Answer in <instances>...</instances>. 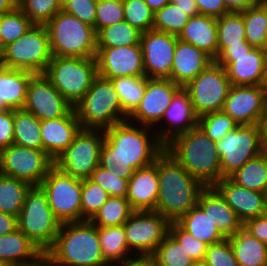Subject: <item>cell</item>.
I'll use <instances>...</instances> for the list:
<instances>
[{
  "label": "cell",
  "instance_id": "9c48e42d",
  "mask_svg": "<svg viewBox=\"0 0 267 266\" xmlns=\"http://www.w3.org/2000/svg\"><path fill=\"white\" fill-rule=\"evenodd\" d=\"M52 53L45 25L34 24L24 35L9 43L0 53V66L43 74Z\"/></svg>",
  "mask_w": 267,
  "mask_h": 266
},
{
  "label": "cell",
  "instance_id": "be15d7a7",
  "mask_svg": "<svg viewBox=\"0 0 267 266\" xmlns=\"http://www.w3.org/2000/svg\"><path fill=\"white\" fill-rule=\"evenodd\" d=\"M253 47L249 44H241L224 48L218 55H240L248 53Z\"/></svg>",
  "mask_w": 267,
  "mask_h": 266
},
{
  "label": "cell",
  "instance_id": "94428289",
  "mask_svg": "<svg viewBox=\"0 0 267 266\" xmlns=\"http://www.w3.org/2000/svg\"><path fill=\"white\" fill-rule=\"evenodd\" d=\"M178 8L184 11L189 17L199 15L195 0H171Z\"/></svg>",
  "mask_w": 267,
  "mask_h": 266
},
{
  "label": "cell",
  "instance_id": "7dc6e473",
  "mask_svg": "<svg viewBox=\"0 0 267 266\" xmlns=\"http://www.w3.org/2000/svg\"><path fill=\"white\" fill-rule=\"evenodd\" d=\"M109 197V193L101 186L90 179H84L81 198V221H90Z\"/></svg>",
  "mask_w": 267,
  "mask_h": 266
},
{
  "label": "cell",
  "instance_id": "60d3db41",
  "mask_svg": "<svg viewBox=\"0 0 267 266\" xmlns=\"http://www.w3.org/2000/svg\"><path fill=\"white\" fill-rule=\"evenodd\" d=\"M123 111L129 116L139 105L146 87L144 77H118L112 79Z\"/></svg>",
  "mask_w": 267,
  "mask_h": 266
},
{
  "label": "cell",
  "instance_id": "f6af8a7d",
  "mask_svg": "<svg viewBox=\"0 0 267 266\" xmlns=\"http://www.w3.org/2000/svg\"><path fill=\"white\" fill-rule=\"evenodd\" d=\"M133 173H119L112 169L98 166L90 176V180L101 186L110 196L126 198L128 180Z\"/></svg>",
  "mask_w": 267,
  "mask_h": 266
},
{
  "label": "cell",
  "instance_id": "6da1fadb",
  "mask_svg": "<svg viewBox=\"0 0 267 266\" xmlns=\"http://www.w3.org/2000/svg\"><path fill=\"white\" fill-rule=\"evenodd\" d=\"M152 129L133 126L132 121H123L106 128L100 150L99 166L119 173H134L135 170L153 164L165 150ZM151 140H150V139Z\"/></svg>",
  "mask_w": 267,
  "mask_h": 266
},
{
  "label": "cell",
  "instance_id": "ee69618b",
  "mask_svg": "<svg viewBox=\"0 0 267 266\" xmlns=\"http://www.w3.org/2000/svg\"><path fill=\"white\" fill-rule=\"evenodd\" d=\"M188 20L189 16L170 1L154 13L152 29L179 36Z\"/></svg>",
  "mask_w": 267,
  "mask_h": 266
},
{
  "label": "cell",
  "instance_id": "2a66077c",
  "mask_svg": "<svg viewBox=\"0 0 267 266\" xmlns=\"http://www.w3.org/2000/svg\"><path fill=\"white\" fill-rule=\"evenodd\" d=\"M266 214H267V195H266Z\"/></svg>",
  "mask_w": 267,
  "mask_h": 266
},
{
  "label": "cell",
  "instance_id": "d6986e66",
  "mask_svg": "<svg viewBox=\"0 0 267 266\" xmlns=\"http://www.w3.org/2000/svg\"><path fill=\"white\" fill-rule=\"evenodd\" d=\"M95 59L98 75L107 79L146 76L140 45L97 47Z\"/></svg>",
  "mask_w": 267,
  "mask_h": 266
},
{
  "label": "cell",
  "instance_id": "6125c7cd",
  "mask_svg": "<svg viewBox=\"0 0 267 266\" xmlns=\"http://www.w3.org/2000/svg\"><path fill=\"white\" fill-rule=\"evenodd\" d=\"M110 266H152V257L149 256H138L136 259L129 258L125 261L110 264Z\"/></svg>",
  "mask_w": 267,
  "mask_h": 266
},
{
  "label": "cell",
  "instance_id": "ab89813d",
  "mask_svg": "<svg viewBox=\"0 0 267 266\" xmlns=\"http://www.w3.org/2000/svg\"><path fill=\"white\" fill-rule=\"evenodd\" d=\"M141 32L126 21L102 28L97 33V47L140 45Z\"/></svg>",
  "mask_w": 267,
  "mask_h": 266
},
{
  "label": "cell",
  "instance_id": "603a6c76",
  "mask_svg": "<svg viewBox=\"0 0 267 266\" xmlns=\"http://www.w3.org/2000/svg\"><path fill=\"white\" fill-rule=\"evenodd\" d=\"M214 187L244 223L246 220L266 214L265 193L237 185L229 177L220 179Z\"/></svg>",
  "mask_w": 267,
  "mask_h": 266
},
{
  "label": "cell",
  "instance_id": "9f6ffc18",
  "mask_svg": "<svg viewBox=\"0 0 267 266\" xmlns=\"http://www.w3.org/2000/svg\"><path fill=\"white\" fill-rule=\"evenodd\" d=\"M243 228L267 245V214L246 220L243 223Z\"/></svg>",
  "mask_w": 267,
  "mask_h": 266
},
{
  "label": "cell",
  "instance_id": "cb8c5ba5",
  "mask_svg": "<svg viewBox=\"0 0 267 266\" xmlns=\"http://www.w3.org/2000/svg\"><path fill=\"white\" fill-rule=\"evenodd\" d=\"M81 128L74 107L61 118L41 121L43 151L55 160L73 142Z\"/></svg>",
  "mask_w": 267,
  "mask_h": 266
},
{
  "label": "cell",
  "instance_id": "680465c9",
  "mask_svg": "<svg viewBox=\"0 0 267 266\" xmlns=\"http://www.w3.org/2000/svg\"><path fill=\"white\" fill-rule=\"evenodd\" d=\"M18 229L17 217L0 211V236Z\"/></svg>",
  "mask_w": 267,
  "mask_h": 266
},
{
  "label": "cell",
  "instance_id": "44dd1931",
  "mask_svg": "<svg viewBox=\"0 0 267 266\" xmlns=\"http://www.w3.org/2000/svg\"><path fill=\"white\" fill-rule=\"evenodd\" d=\"M214 61L226 70L231 85L259 86L267 61V50L253 47L245 54L217 55Z\"/></svg>",
  "mask_w": 267,
  "mask_h": 266
},
{
  "label": "cell",
  "instance_id": "7402d4cb",
  "mask_svg": "<svg viewBox=\"0 0 267 266\" xmlns=\"http://www.w3.org/2000/svg\"><path fill=\"white\" fill-rule=\"evenodd\" d=\"M168 121L166 129L161 128L156 133L159 141L166 146L175 137L198 126L196 115L188 91L181 87L173 96L170 105L161 119Z\"/></svg>",
  "mask_w": 267,
  "mask_h": 266
},
{
  "label": "cell",
  "instance_id": "5bb4252c",
  "mask_svg": "<svg viewBox=\"0 0 267 266\" xmlns=\"http://www.w3.org/2000/svg\"><path fill=\"white\" fill-rule=\"evenodd\" d=\"M53 166L54 160L43 150L11 144L0 152V174L31 186H40Z\"/></svg>",
  "mask_w": 267,
  "mask_h": 266
},
{
  "label": "cell",
  "instance_id": "8992f818",
  "mask_svg": "<svg viewBox=\"0 0 267 266\" xmlns=\"http://www.w3.org/2000/svg\"><path fill=\"white\" fill-rule=\"evenodd\" d=\"M52 56L95 58V28L60 10L45 24Z\"/></svg>",
  "mask_w": 267,
  "mask_h": 266
},
{
  "label": "cell",
  "instance_id": "681fc988",
  "mask_svg": "<svg viewBox=\"0 0 267 266\" xmlns=\"http://www.w3.org/2000/svg\"><path fill=\"white\" fill-rule=\"evenodd\" d=\"M124 21L141 33L152 30L154 12L144 0H124Z\"/></svg>",
  "mask_w": 267,
  "mask_h": 266
},
{
  "label": "cell",
  "instance_id": "ba28073f",
  "mask_svg": "<svg viewBox=\"0 0 267 266\" xmlns=\"http://www.w3.org/2000/svg\"><path fill=\"white\" fill-rule=\"evenodd\" d=\"M43 74L74 107L98 75L97 62L95 58L52 56Z\"/></svg>",
  "mask_w": 267,
  "mask_h": 266
},
{
  "label": "cell",
  "instance_id": "52a82bcc",
  "mask_svg": "<svg viewBox=\"0 0 267 266\" xmlns=\"http://www.w3.org/2000/svg\"><path fill=\"white\" fill-rule=\"evenodd\" d=\"M18 229L45 254L54 244L61 223L54 216L45 191L31 186L17 217Z\"/></svg>",
  "mask_w": 267,
  "mask_h": 266
},
{
  "label": "cell",
  "instance_id": "09005b40",
  "mask_svg": "<svg viewBox=\"0 0 267 266\" xmlns=\"http://www.w3.org/2000/svg\"><path fill=\"white\" fill-rule=\"evenodd\" d=\"M111 1H120V2H123L124 0H111Z\"/></svg>",
  "mask_w": 267,
  "mask_h": 266
},
{
  "label": "cell",
  "instance_id": "753ad0ef",
  "mask_svg": "<svg viewBox=\"0 0 267 266\" xmlns=\"http://www.w3.org/2000/svg\"><path fill=\"white\" fill-rule=\"evenodd\" d=\"M0 266H8L5 262L0 260Z\"/></svg>",
  "mask_w": 267,
  "mask_h": 266
},
{
  "label": "cell",
  "instance_id": "db71d44e",
  "mask_svg": "<svg viewBox=\"0 0 267 266\" xmlns=\"http://www.w3.org/2000/svg\"><path fill=\"white\" fill-rule=\"evenodd\" d=\"M97 2L98 0H70L62 10L95 28Z\"/></svg>",
  "mask_w": 267,
  "mask_h": 266
},
{
  "label": "cell",
  "instance_id": "e7e4bbea",
  "mask_svg": "<svg viewBox=\"0 0 267 266\" xmlns=\"http://www.w3.org/2000/svg\"><path fill=\"white\" fill-rule=\"evenodd\" d=\"M18 0H0V14L10 12L17 7Z\"/></svg>",
  "mask_w": 267,
  "mask_h": 266
},
{
  "label": "cell",
  "instance_id": "34e18365",
  "mask_svg": "<svg viewBox=\"0 0 267 266\" xmlns=\"http://www.w3.org/2000/svg\"><path fill=\"white\" fill-rule=\"evenodd\" d=\"M152 266H159L153 261V258H152Z\"/></svg>",
  "mask_w": 267,
  "mask_h": 266
},
{
  "label": "cell",
  "instance_id": "30bf717a",
  "mask_svg": "<svg viewBox=\"0 0 267 266\" xmlns=\"http://www.w3.org/2000/svg\"><path fill=\"white\" fill-rule=\"evenodd\" d=\"M221 179L229 177L250 159L265 151L261 124L238 125L216 142Z\"/></svg>",
  "mask_w": 267,
  "mask_h": 266
},
{
  "label": "cell",
  "instance_id": "003e7915",
  "mask_svg": "<svg viewBox=\"0 0 267 266\" xmlns=\"http://www.w3.org/2000/svg\"><path fill=\"white\" fill-rule=\"evenodd\" d=\"M263 135H264V148L265 151H267V102H266V107H265V112H264V117L261 123Z\"/></svg>",
  "mask_w": 267,
  "mask_h": 266
},
{
  "label": "cell",
  "instance_id": "74e56055",
  "mask_svg": "<svg viewBox=\"0 0 267 266\" xmlns=\"http://www.w3.org/2000/svg\"><path fill=\"white\" fill-rule=\"evenodd\" d=\"M245 38L254 48L267 50V4H259L242 11Z\"/></svg>",
  "mask_w": 267,
  "mask_h": 266
},
{
  "label": "cell",
  "instance_id": "2e32d148",
  "mask_svg": "<svg viewBox=\"0 0 267 266\" xmlns=\"http://www.w3.org/2000/svg\"><path fill=\"white\" fill-rule=\"evenodd\" d=\"M181 86L168 78H147L143 97L136 109L128 116L140 126L152 127L161 123L165 110ZM134 119V120H133Z\"/></svg>",
  "mask_w": 267,
  "mask_h": 266
},
{
  "label": "cell",
  "instance_id": "d6a6232c",
  "mask_svg": "<svg viewBox=\"0 0 267 266\" xmlns=\"http://www.w3.org/2000/svg\"><path fill=\"white\" fill-rule=\"evenodd\" d=\"M229 178L241 187L267 194V151L250 159Z\"/></svg>",
  "mask_w": 267,
  "mask_h": 266
},
{
  "label": "cell",
  "instance_id": "8fae6325",
  "mask_svg": "<svg viewBox=\"0 0 267 266\" xmlns=\"http://www.w3.org/2000/svg\"><path fill=\"white\" fill-rule=\"evenodd\" d=\"M104 138L102 129L81 128L73 142L54 160V165L74 178L89 179L99 166Z\"/></svg>",
  "mask_w": 267,
  "mask_h": 266
},
{
  "label": "cell",
  "instance_id": "f1b7e54d",
  "mask_svg": "<svg viewBox=\"0 0 267 266\" xmlns=\"http://www.w3.org/2000/svg\"><path fill=\"white\" fill-rule=\"evenodd\" d=\"M43 257L44 254L19 229L0 236V260L8 266L33 265Z\"/></svg>",
  "mask_w": 267,
  "mask_h": 266
},
{
  "label": "cell",
  "instance_id": "3957f363",
  "mask_svg": "<svg viewBox=\"0 0 267 266\" xmlns=\"http://www.w3.org/2000/svg\"><path fill=\"white\" fill-rule=\"evenodd\" d=\"M50 266H103L98 227L91 221L61 223L53 246L44 254Z\"/></svg>",
  "mask_w": 267,
  "mask_h": 266
},
{
  "label": "cell",
  "instance_id": "83f0119b",
  "mask_svg": "<svg viewBox=\"0 0 267 266\" xmlns=\"http://www.w3.org/2000/svg\"><path fill=\"white\" fill-rule=\"evenodd\" d=\"M178 39L206 53L213 61L217 57V18L208 15L189 17Z\"/></svg>",
  "mask_w": 267,
  "mask_h": 266
},
{
  "label": "cell",
  "instance_id": "8d00e7d4",
  "mask_svg": "<svg viewBox=\"0 0 267 266\" xmlns=\"http://www.w3.org/2000/svg\"><path fill=\"white\" fill-rule=\"evenodd\" d=\"M31 185L0 174V211L18 217Z\"/></svg>",
  "mask_w": 267,
  "mask_h": 266
},
{
  "label": "cell",
  "instance_id": "e0dca14e",
  "mask_svg": "<svg viewBox=\"0 0 267 266\" xmlns=\"http://www.w3.org/2000/svg\"><path fill=\"white\" fill-rule=\"evenodd\" d=\"M72 108L44 74H35L31 78L23 106L25 111L43 121L61 118Z\"/></svg>",
  "mask_w": 267,
  "mask_h": 266
},
{
  "label": "cell",
  "instance_id": "d4e9b609",
  "mask_svg": "<svg viewBox=\"0 0 267 266\" xmlns=\"http://www.w3.org/2000/svg\"><path fill=\"white\" fill-rule=\"evenodd\" d=\"M197 204L209 215L225 238L236 234L243 227L235 211L214 186H206L202 190Z\"/></svg>",
  "mask_w": 267,
  "mask_h": 266
},
{
  "label": "cell",
  "instance_id": "4fadbf2b",
  "mask_svg": "<svg viewBox=\"0 0 267 266\" xmlns=\"http://www.w3.org/2000/svg\"><path fill=\"white\" fill-rule=\"evenodd\" d=\"M230 86L226 70L213 61L184 88L190 95L196 115L200 117L223 109Z\"/></svg>",
  "mask_w": 267,
  "mask_h": 266
},
{
  "label": "cell",
  "instance_id": "bcb514c9",
  "mask_svg": "<svg viewBox=\"0 0 267 266\" xmlns=\"http://www.w3.org/2000/svg\"><path fill=\"white\" fill-rule=\"evenodd\" d=\"M198 126L214 142L220 141L229 131L238 124L223 110L209 112L198 117Z\"/></svg>",
  "mask_w": 267,
  "mask_h": 266
},
{
  "label": "cell",
  "instance_id": "4dcf8cb0",
  "mask_svg": "<svg viewBox=\"0 0 267 266\" xmlns=\"http://www.w3.org/2000/svg\"><path fill=\"white\" fill-rule=\"evenodd\" d=\"M228 240L239 266H267V245L243 227Z\"/></svg>",
  "mask_w": 267,
  "mask_h": 266
},
{
  "label": "cell",
  "instance_id": "f907efd6",
  "mask_svg": "<svg viewBox=\"0 0 267 266\" xmlns=\"http://www.w3.org/2000/svg\"><path fill=\"white\" fill-rule=\"evenodd\" d=\"M124 21L123 2L111 0H98L96 5L95 31Z\"/></svg>",
  "mask_w": 267,
  "mask_h": 266
},
{
  "label": "cell",
  "instance_id": "ffe728a7",
  "mask_svg": "<svg viewBox=\"0 0 267 266\" xmlns=\"http://www.w3.org/2000/svg\"><path fill=\"white\" fill-rule=\"evenodd\" d=\"M266 102L257 85H231L222 110L238 125L261 124Z\"/></svg>",
  "mask_w": 267,
  "mask_h": 266
},
{
  "label": "cell",
  "instance_id": "11a10c76",
  "mask_svg": "<svg viewBox=\"0 0 267 266\" xmlns=\"http://www.w3.org/2000/svg\"><path fill=\"white\" fill-rule=\"evenodd\" d=\"M14 110L0 112V152L13 144L14 139Z\"/></svg>",
  "mask_w": 267,
  "mask_h": 266
},
{
  "label": "cell",
  "instance_id": "c3c4849f",
  "mask_svg": "<svg viewBox=\"0 0 267 266\" xmlns=\"http://www.w3.org/2000/svg\"><path fill=\"white\" fill-rule=\"evenodd\" d=\"M17 6L36 25H45L62 10L58 0H18Z\"/></svg>",
  "mask_w": 267,
  "mask_h": 266
},
{
  "label": "cell",
  "instance_id": "ac0fdd59",
  "mask_svg": "<svg viewBox=\"0 0 267 266\" xmlns=\"http://www.w3.org/2000/svg\"><path fill=\"white\" fill-rule=\"evenodd\" d=\"M178 36L148 30L140 35L143 65L147 78H169Z\"/></svg>",
  "mask_w": 267,
  "mask_h": 266
},
{
  "label": "cell",
  "instance_id": "9a60e30c",
  "mask_svg": "<svg viewBox=\"0 0 267 266\" xmlns=\"http://www.w3.org/2000/svg\"><path fill=\"white\" fill-rule=\"evenodd\" d=\"M170 224L171 221L157 211H134L123 224L129 251L151 257L169 234Z\"/></svg>",
  "mask_w": 267,
  "mask_h": 266
},
{
  "label": "cell",
  "instance_id": "7a4b0ae2",
  "mask_svg": "<svg viewBox=\"0 0 267 266\" xmlns=\"http://www.w3.org/2000/svg\"><path fill=\"white\" fill-rule=\"evenodd\" d=\"M154 163L159 178L156 211L170 221H176L197 205L199 195L206 186L189 174L166 150Z\"/></svg>",
  "mask_w": 267,
  "mask_h": 266
},
{
  "label": "cell",
  "instance_id": "6f0895ef",
  "mask_svg": "<svg viewBox=\"0 0 267 266\" xmlns=\"http://www.w3.org/2000/svg\"><path fill=\"white\" fill-rule=\"evenodd\" d=\"M197 3L199 14L208 15L215 18L229 13L225 7L223 0H195Z\"/></svg>",
  "mask_w": 267,
  "mask_h": 266
},
{
  "label": "cell",
  "instance_id": "8c879c8a",
  "mask_svg": "<svg viewBox=\"0 0 267 266\" xmlns=\"http://www.w3.org/2000/svg\"><path fill=\"white\" fill-rule=\"evenodd\" d=\"M59 5L61 8H63L70 0H58Z\"/></svg>",
  "mask_w": 267,
  "mask_h": 266
},
{
  "label": "cell",
  "instance_id": "03108f58",
  "mask_svg": "<svg viewBox=\"0 0 267 266\" xmlns=\"http://www.w3.org/2000/svg\"><path fill=\"white\" fill-rule=\"evenodd\" d=\"M150 9L155 13L157 10L162 9L171 0H144Z\"/></svg>",
  "mask_w": 267,
  "mask_h": 266
},
{
  "label": "cell",
  "instance_id": "d590c367",
  "mask_svg": "<svg viewBox=\"0 0 267 266\" xmlns=\"http://www.w3.org/2000/svg\"><path fill=\"white\" fill-rule=\"evenodd\" d=\"M217 42V55L226 47L248 44L242 11H230L217 18Z\"/></svg>",
  "mask_w": 267,
  "mask_h": 266
},
{
  "label": "cell",
  "instance_id": "1f68e13d",
  "mask_svg": "<svg viewBox=\"0 0 267 266\" xmlns=\"http://www.w3.org/2000/svg\"><path fill=\"white\" fill-rule=\"evenodd\" d=\"M183 230L207 245L219 243L225 237L219 232L209 215L197 204L175 221Z\"/></svg>",
  "mask_w": 267,
  "mask_h": 266
},
{
  "label": "cell",
  "instance_id": "5b68a950",
  "mask_svg": "<svg viewBox=\"0 0 267 266\" xmlns=\"http://www.w3.org/2000/svg\"><path fill=\"white\" fill-rule=\"evenodd\" d=\"M74 109L82 128L105 130L128 119L112 80L100 75Z\"/></svg>",
  "mask_w": 267,
  "mask_h": 266
},
{
  "label": "cell",
  "instance_id": "836d02e7",
  "mask_svg": "<svg viewBox=\"0 0 267 266\" xmlns=\"http://www.w3.org/2000/svg\"><path fill=\"white\" fill-rule=\"evenodd\" d=\"M13 144L43 150L41 137V121L24 109L14 110Z\"/></svg>",
  "mask_w": 267,
  "mask_h": 266
},
{
  "label": "cell",
  "instance_id": "484cf974",
  "mask_svg": "<svg viewBox=\"0 0 267 266\" xmlns=\"http://www.w3.org/2000/svg\"><path fill=\"white\" fill-rule=\"evenodd\" d=\"M159 178L155 163L135 170L128 180L126 199L135 211H156Z\"/></svg>",
  "mask_w": 267,
  "mask_h": 266
},
{
  "label": "cell",
  "instance_id": "816d5d0a",
  "mask_svg": "<svg viewBox=\"0 0 267 266\" xmlns=\"http://www.w3.org/2000/svg\"><path fill=\"white\" fill-rule=\"evenodd\" d=\"M169 233L184 247L195 262L205 259L208 247L205 242L194 238L183 230L175 221H171Z\"/></svg>",
  "mask_w": 267,
  "mask_h": 266
},
{
  "label": "cell",
  "instance_id": "4316f807",
  "mask_svg": "<svg viewBox=\"0 0 267 266\" xmlns=\"http://www.w3.org/2000/svg\"><path fill=\"white\" fill-rule=\"evenodd\" d=\"M211 62L213 60L206 53L190 43L177 39L171 74L168 79L185 87Z\"/></svg>",
  "mask_w": 267,
  "mask_h": 266
},
{
  "label": "cell",
  "instance_id": "11e5206c",
  "mask_svg": "<svg viewBox=\"0 0 267 266\" xmlns=\"http://www.w3.org/2000/svg\"><path fill=\"white\" fill-rule=\"evenodd\" d=\"M263 4H267V0H261Z\"/></svg>",
  "mask_w": 267,
  "mask_h": 266
},
{
  "label": "cell",
  "instance_id": "f5cc1de1",
  "mask_svg": "<svg viewBox=\"0 0 267 266\" xmlns=\"http://www.w3.org/2000/svg\"><path fill=\"white\" fill-rule=\"evenodd\" d=\"M204 260L211 266H239L228 238L208 245Z\"/></svg>",
  "mask_w": 267,
  "mask_h": 266
},
{
  "label": "cell",
  "instance_id": "277c9868",
  "mask_svg": "<svg viewBox=\"0 0 267 266\" xmlns=\"http://www.w3.org/2000/svg\"><path fill=\"white\" fill-rule=\"evenodd\" d=\"M165 150L205 186H214L221 179L216 142L199 126L175 137Z\"/></svg>",
  "mask_w": 267,
  "mask_h": 266
},
{
  "label": "cell",
  "instance_id": "89a4df30",
  "mask_svg": "<svg viewBox=\"0 0 267 266\" xmlns=\"http://www.w3.org/2000/svg\"><path fill=\"white\" fill-rule=\"evenodd\" d=\"M29 266H50V263L48 259L44 256L42 259H40L37 263Z\"/></svg>",
  "mask_w": 267,
  "mask_h": 266
},
{
  "label": "cell",
  "instance_id": "a7ac6f4b",
  "mask_svg": "<svg viewBox=\"0 0 267 266\" xmlns=\"http://www.w3.org/2000/svg\"><path fill=\"white\" fill-rule=\"evenodd\" d=\"M259 87L265 93V95L267 97V61L264 65V69H263V73H262V79H261V82L259 84Z\"/></svg>",
  "mask_w": 267,
  "mask_h": 266
},
{
  "label": "cell",
  "instance_id": "91938a15",
  "mask_svg": "<svg viewBox=\"0 0 267 266\" xmlns=\"http://www.w3.org/2000/svg\"><path fill=\"white\" fill-rule=\"evenodd\" d=\"M229 11H243L247 8L261 4V0H223Z\"/></svg>",
  "mask_w": 267,
  "mask_h": 266
},
{
  "label": "cell",
  "instance_id": "e575fe53",
  "mask_svg": "<svg viewBox=\"0 0 267 266\" xmlns=\"http://www.w3.org/2000/svg\"><path fill=\"white\" fill-rule=\"evenodd\" d=\"M98 235L103 257L108 264L131 258L124 226L98 227Z\"/></svg>",
  "mask_w": 267,
  "mask_h": 266
},
{
  "label": "cell",
  "instance_id": "2644e50d",
  "mask_svg": "<svg viewBox=\"0 0 267 266\" xmlns=\"http://www.w3.org/2000/svg\"><path fill=\"white\" fill-rule=\"evenodd\" d=\"M193 266H211V265L208 264L205 260H202V261L195 262Z\"/></svg>",
  "mask_w": 267,
  "mask_h": 266
},
{
  "label": "cell",
  "instance_id": "f35d334b",
  "mask_svg": "<svg viewBox=\"0 0 267 266\" xmlns=\"http://www.w3.org/2000/svg\"><path fill=\"white\" fill-rule=\"evenodd\" d=\"M134 211L126 198L110 196L90 221L97 227L121 226Z\"/></svg>",
  "mask_w": 267,
  "mask_h": 266
},
{
  "label": "cell",
  "instance_id": "b9f144b4",
  "mask_svg": "<svg viewBox=\"0 0 267 266\" xmlns=\"http://www.w3.org/2000/svg\"><path fill=\"white\" fill-rule=\"evenodd\" d=\"M159 266H193L195 261L169 233L151 256Z\"/></svg>",
  "mask_w": 267,
  "mask_h": 266
},
{
  "label": "cell",
  "instance_id": "f546056e",
  "mask_svg": "<svg viewBox=\"0 0 267 266\" xmlns=\"http://www.w3.org/2000/svg\"><path fill=\"white\" fill-rule=\"evenodd\" d=\"M35 74L0 66V112L23 109L27 88Z\"/></svg>",
  "mask_w": 267,
  "mask_h": 266
},
{
  "label": "cell",
  "instance_id": "b9fcfbb0",
  "mask_svg": "<svg viewBox=\"0 0 267 266\" xmlns=\"http://www.w3.org/2000/svg\"><path fill=\"white\" fill-rule=\"evenodd\" d=\"M0 53H1V36H0Z\"/></svg>",
  "mask_w": 267,
  "mask_h": 266
},
{
  "label": "cell",
  "instance_id": "7bdbcfd3",
  "mask_svg": "<svg viewBox=\"0 0 267 266\" xmlns=\"http://www.w3.org/2000/svg\"><path fill=\"white\" fill-rule=\"evenodd\" d=\"M33 25L18 6L10 12L0 14L1 52L5 46L16 41Z\"/></svg>",
  "mask_w": 267,
  "mask_h": 266
},
{
  "label": "cell",
  "instance_id": "7c38bea8",
  "mask_svg": "<svg viewBox=\"0 0 267 266\" xmlns=\"http://www.w3.org/2000/svg\"><path fill=\"white\" fill-rule=\"evenodd\" d=\"M82 185L83 180L63 173L55 165L41 182L49 206L60 223L81 222Z\"/></svg>",
  "mask_w": 267,
  "mask_h": 266
}]
</instances>
